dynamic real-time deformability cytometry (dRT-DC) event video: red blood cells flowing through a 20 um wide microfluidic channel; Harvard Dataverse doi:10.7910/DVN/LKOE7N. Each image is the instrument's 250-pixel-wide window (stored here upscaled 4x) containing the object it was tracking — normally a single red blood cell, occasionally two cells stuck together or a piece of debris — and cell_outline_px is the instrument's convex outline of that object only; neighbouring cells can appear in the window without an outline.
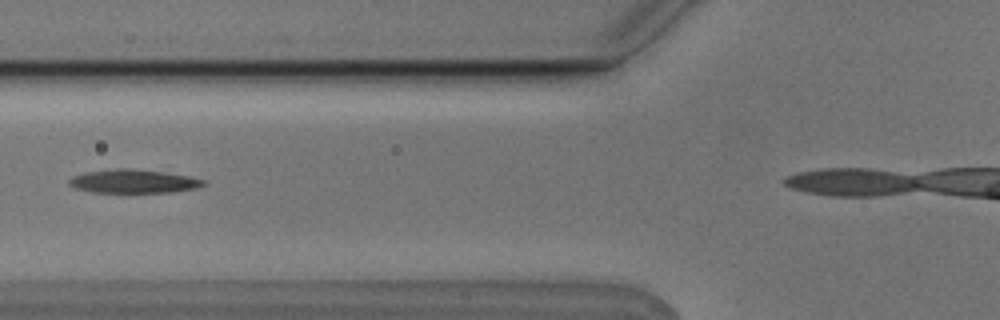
{"species": "Egyptian fruit bat (a non-hibernating species)", "species_latin": "Rousettus aegyptiacus", "temperature_condition": "cold", "stored_images_in_passage": 3, "segment_of_instrument_passage": [1, 2], "camera_frame_rate_fps": 3000, "um_per_image_px": 0.085, "animal": {"sex": "male"}, "frame": {"image": 1, "passage_image": 2, "time_ms": 0.333, "image_size_px": [1000, 320], "cell_outline_px": [[204, 184], [196, 188], [172, 192], [92, 192], [76, 188], [68, 184], [68, 180], [72, 176], [84, 172], [116, 168], [128, 168], [160, 172], [188, 176], [204, 180]], "centroid_in_image_um": [11.28, 15.41], "position_along_channel_um": 114.5, "area_um2": 18.21}}